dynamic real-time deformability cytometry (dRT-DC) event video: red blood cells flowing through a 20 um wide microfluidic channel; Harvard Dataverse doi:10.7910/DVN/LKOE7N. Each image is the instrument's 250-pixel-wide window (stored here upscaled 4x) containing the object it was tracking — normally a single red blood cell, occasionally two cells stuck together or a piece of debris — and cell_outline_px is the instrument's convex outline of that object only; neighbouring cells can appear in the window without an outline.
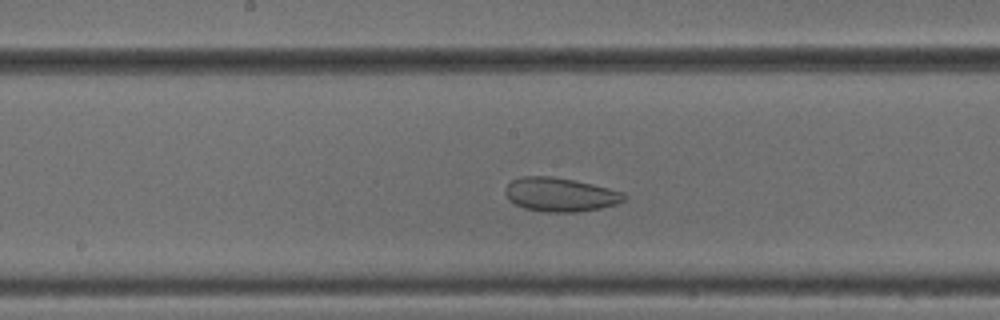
{"species": "common noctule bat (a hibernating species)", "species_latin": "Nyctalus noctula", "temperature_condition": "cold", "stored_images_in_passage": 45, "camera_frame_rate_fps": 3000, "um_per_image_px": 0.085, "animal": {"sex": "male", "body_mass_g": 18.8}, "frame": {"image": 1, "passage_image": 20, "time_ms": 6.333, "image_size_px": [1000, 320], "cell_outline_px": [[628, 196], [624, 200], [616, 204], [600, 208], [576, 212], [544, 212], [524, 208], [508, 200], [504, 192], [504, 188], [512, 180], [520, 176], [552, 176], [572, 180], [608, 188], [624, 192]], "centroid_in_image_um": [47.59, 16.54], "position_along_channel_um": 200.6, "area_um2": 23.47}}
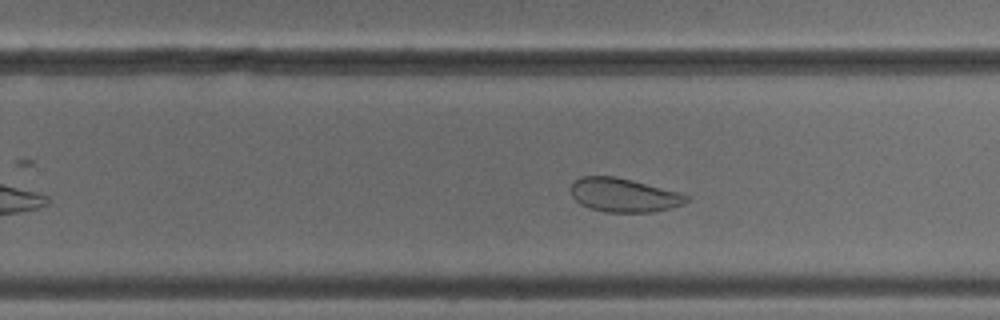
{"frame": {"image": 2, "passage_image": 26, "time_ms": 8.333, "image_size_px": [1000, 320], "cell_outline_px": [[688, 200], [684, 204], [672, 208], [652, 212], [604, 212], [580, 204], [572, 196], [572, 184], [580, 176], [616, 176], [680, 192], [688, 196]], "centroid_in_image_um": [53.05, 16.58], "position_along_channel_um": 276.8, "area_um2": 22.72}}
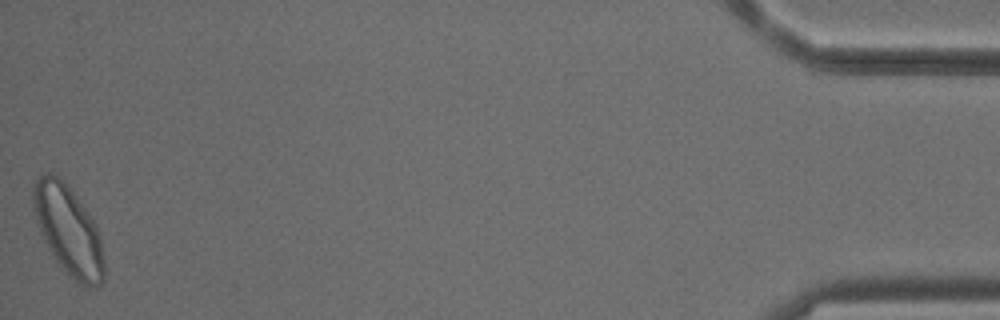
{"frame": {"image": 3, "passage_image": 45, "time_ms": 14.667, "image_size_px": [1000, 320], "cell_outline_px": [[104, 280], [96, 288], [88, 288], [80, 284], [64, 272], [52, 256], [36, 224], [32, 204], [32, 188], [36, 180], [40, 176], [48, 172], [56, 176], [68, 184], [88, 212], [96, 224], [100, 236], [104, 260]], "centroid_in_image_um": [5.81, 19.6], "position_along_channel_um": 429.4, "area_um2": 37.34}, "authors_computed_cell_mechanics": {"area_um2": 28.7844, "velocity_mm_per_s": 3.8289, "shape_relaxation_time_tau1_ms": null, "shape_relaxation_time_tau2_ms": 1.2254, "deformation_change_tau1": null, "deformation_change_tau2": 0.0665}}